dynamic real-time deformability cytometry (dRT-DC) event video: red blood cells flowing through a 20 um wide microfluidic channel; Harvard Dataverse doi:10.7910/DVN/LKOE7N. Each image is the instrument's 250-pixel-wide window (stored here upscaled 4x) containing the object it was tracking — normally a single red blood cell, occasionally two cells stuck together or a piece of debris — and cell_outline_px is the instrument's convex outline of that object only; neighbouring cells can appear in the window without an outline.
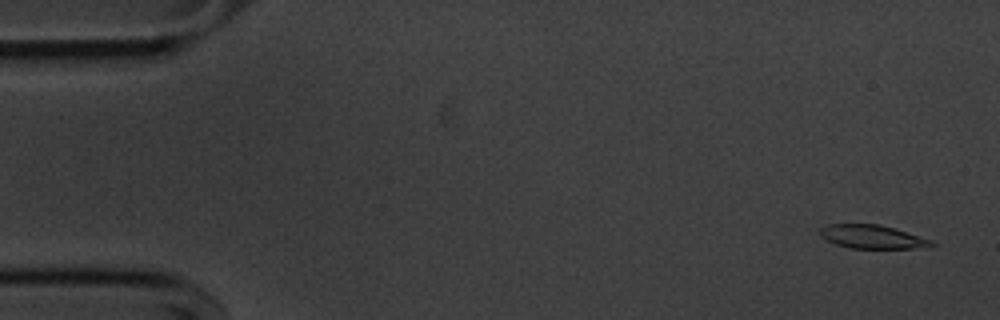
{"species": "common noctule bat (a hibernating species)", "species_latin": "Nyctalus noctula", "temperature_condition": "cold", "stored_images_in_passage": 55, "camera_frame_rate_fps": 3000, "um_per_image_px": 0.085, "animal": {"sex": "male", "body_mass_g": 20.1, "forearm_length_mm": 53.5}, "frame": {"image": 1, "passage_image": 3, "time_ms": 0.667, "image_size_px": [1000, 320], "cell_outline_px": [[936, 244], [928, 248], [848, 248], [836, 244], [820, 236], [820, 228], [828, 224], [880, 224], [896, 228], [932, 240]], "centroid_in_image_um": [74.18, 20.12], "position_along_channel_um": 10.8, "area_um2": 15.43}}
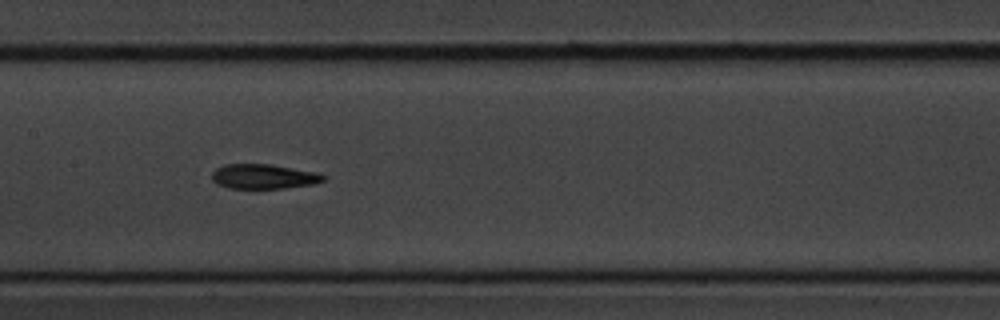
{"frame": {"image": 2, "passage_image": 27, "time_ms": 8.667, "image_size_px": [1000, 320], "cell_outline_px": [[328, 176], [324, 180], [312, 184], [284, 188], [228, 188], [216, 184], [212, 180], [212, 172], [216, 168], [224, 164], [272, 164], [316, 172]], "centroid_in_image_um": [22.39, 14.99], "position_along_channel_um": 185.0, "area_um2": 16.13}}
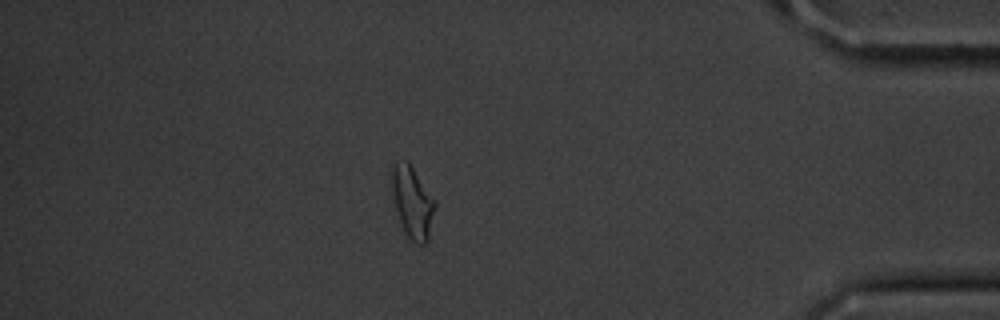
{"frame": {"image": 3, "passage_image": 48, "time_ms": 15.667, "image_size_px": [1000, 320], "cell_outline_px": [[436, 208], [428, 240], [424, 244], [416, 244], [404, 232], [392, 196], [388, 180], [392, 164], [396, 160], [408, 160], [436, 200]], "centroid_in_image_um": [35.03, 17.11], "position_along_channel_um": 400.2, "area_um2": 18.73}, "authors_computed_cell_mechanics": {"area_um2": 16.8776, "velocity_mm_per_s": 3.6491, "shape_relaxation_time_tau1_ms": 5.6814, "shape_relaxation_time_tau2_ms": 5.9342, "deformation_change_tau1": 0.1546, "deformation_change_tau2": 0.139}}